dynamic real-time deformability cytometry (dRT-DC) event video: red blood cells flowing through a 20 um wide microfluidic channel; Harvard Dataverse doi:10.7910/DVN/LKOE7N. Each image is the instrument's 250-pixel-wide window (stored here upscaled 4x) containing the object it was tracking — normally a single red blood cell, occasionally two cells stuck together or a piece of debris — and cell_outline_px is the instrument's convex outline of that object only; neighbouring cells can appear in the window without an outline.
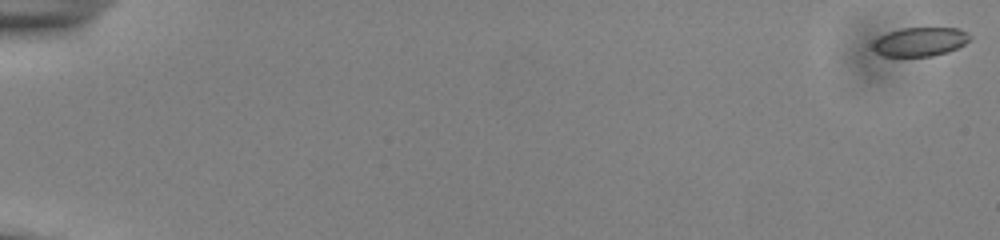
{"species": "common noctule bat (a hibernating species)", "species_latin": "Nyctalus noctula", "temperature_condition": "cold", "stored_images_in_passage": 56, "camera_frame_rate_fps": 3000, "um_per_image_px": 0.085, "animal": {"sex": "male", "body_mass_g": 13.0, "forearm_length_mm": 53.1}, "frame": {"image": 1, "passage_image": 1, "time_ms": 0.0, "image_size_px": [1000, 240], "cell_outline_px": [[972, 36], [964, 44], [948, 52], [932, 56], [880, 56], [872, 48], [872, 44], [880, 36], [888, 32], [900, 28], [960, 28], [968, 32]], "centroid_in_image_um": [78.2, 3.54], "position_along_channel_um": 6.8, "area_um2": 16.42}}
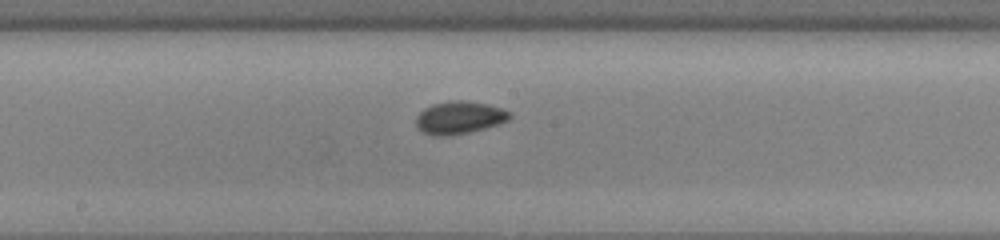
{"frame": {"image": 2, "passage_image": 32, "time_ms": 10.333, "image_size_px": [1000, 240], "cell_outline_px": [[512, 116], [508, 120], [484, 128], [468, 132], [448, 136], [432, 136], [420, 132], [416, 128], [416, 116], [424, 108], [432, 104], [452, 100], [464, 100], [488, 104], [504, 108], [512, 112]], "centroid_in_image_um": [39.02, 9.99], "position_along_channel_um": 209.2, "area_um2": 18.09}}
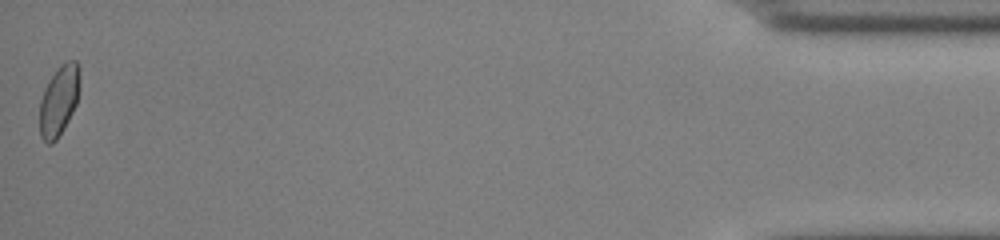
{"frame": {"image": 3, "passage_image": 56, "time_ms": 18.333, "image_size_px": [1000, 240], "cell_outline_px": [[80, 80], [76, 104], [64, 128], [56, 140], [52, 144], [48, 144], [40, 136], [40, 100], [48, 80], [60, 64], [64, 60], [76, 60], [80, 68]], "centroid_in_image_um": [5.02, 8.5], "position_along_channel_um": 430.2, "area_um2": 16.53}, "authors_computed_cell_mechanics": {"area_um2": 16.7909, "velocity_mm_per_s": 3.8219, "shape_relaxation_time_tau1_ms": 3.8238, "shape_relaxation_time_tau2_ms": 2.0883, "deformation_change_tau1": 0.0622, "deformation_change_tau2": 0.0397}}